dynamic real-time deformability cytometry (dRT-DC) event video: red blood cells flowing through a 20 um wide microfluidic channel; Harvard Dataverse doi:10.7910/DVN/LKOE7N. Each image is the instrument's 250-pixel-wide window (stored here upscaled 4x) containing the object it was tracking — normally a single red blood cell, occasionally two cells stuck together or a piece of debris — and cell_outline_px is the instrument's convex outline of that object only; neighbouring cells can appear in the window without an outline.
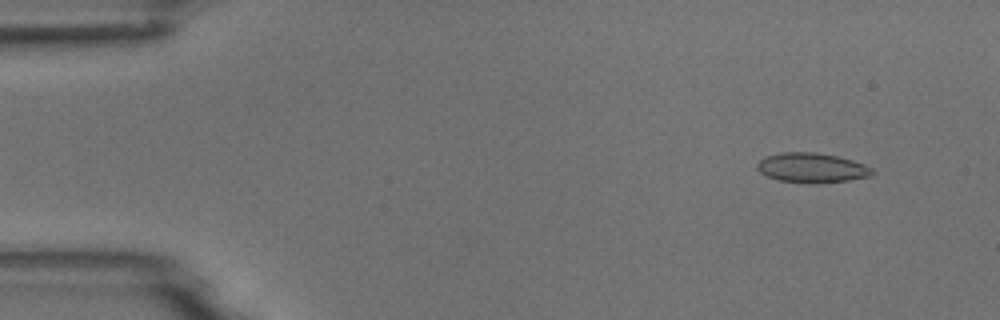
{"species": "common noctule bat (a hibernating species)", "species_latin": "Nyctalus noctula", "temperature_condition": "room temperature", "stored_images_in_passage": 54, "segment_of_instrument_passage": [1, 2], "camera_frame_rate_fps": 3000, "um_per_image_px": 0.085, "animal": {"sex": "male", "body_mass_g": 18.8}, "frame": {"image": 1, "passage_image": 4, "time_ms": 1.0, "image_size_px": [1000, 320], "cell_outline_px": [[876, 172], [872, 176], [848, 180], [780, 180], [768, 176], [760, 172], [756, 168], [756, 164], [764, 156], [780, 152], [816, 152], [836, 156], [852, 160], [864, 164], [872, 168]], "centroid_in_image_um": [69.0, 14.2], "position_along_channel_um": 16.0, "area_um2": 19.07}}
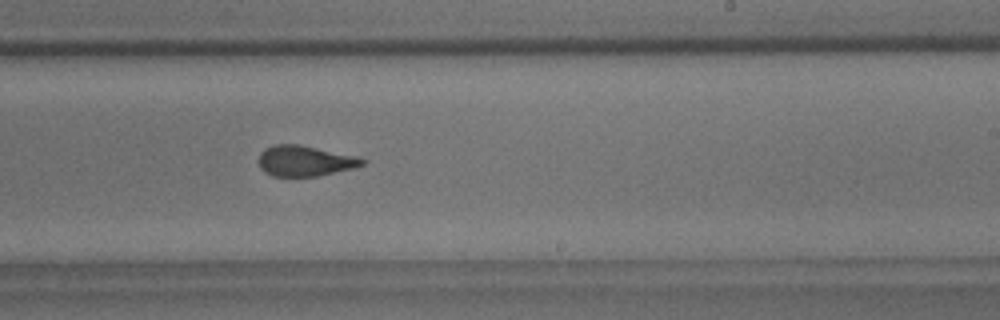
{"frame": {"image": 2, "passage_image": 32, "time_ms": 10.333, "image_size_px": [1000, 320], "cell_outline_px": [[368, 160], [364, 164], [352, 168], [316, 176], [272, 176], [264, 172], [260, 168], [260, 152], [264, 148], [276, 144], [300, 144], [356, 156]], "centroid_in_image_um": [25.9, 13.66], "position_along_channel_um": 263.1, "area_um2": 18.38}}
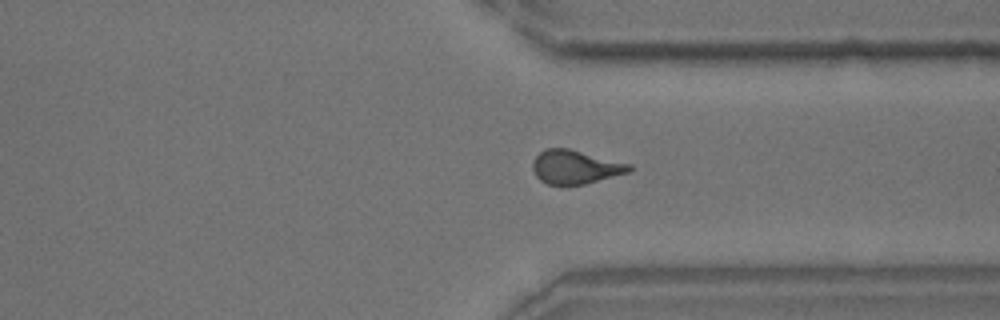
{"frame": {"image": 3, "passage_image": 40, "time_ms": 13.0, "image_size_px": [1000, 320], "cell_outline_px": [[632, 168], [628, 172], [584, 184], [548, 184], [540, 180], [536, 176], [532, 168], [532, 160], [544, 148], [568, 148], [632, 164]], "centroid_in_image_um": [48.87, 14.18], "position_along_channel_um": 362.5, "area_um2": 18.84}}